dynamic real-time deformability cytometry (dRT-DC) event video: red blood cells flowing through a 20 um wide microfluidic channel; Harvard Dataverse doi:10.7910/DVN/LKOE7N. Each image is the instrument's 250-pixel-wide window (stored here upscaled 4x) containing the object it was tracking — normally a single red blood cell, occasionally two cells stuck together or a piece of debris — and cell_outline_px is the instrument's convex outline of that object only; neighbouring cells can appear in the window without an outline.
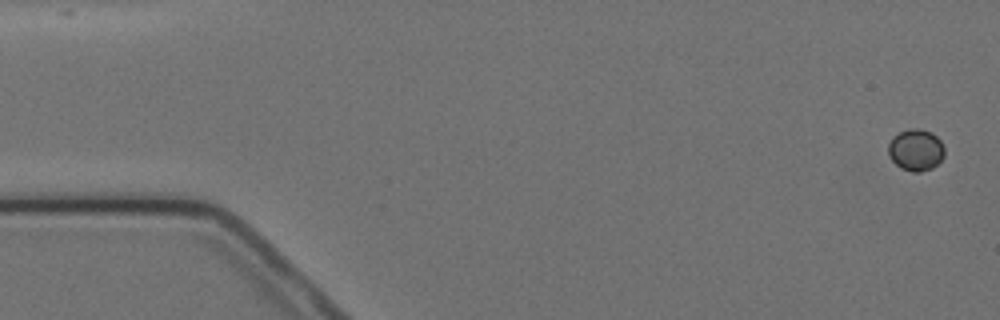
{"species": "Egyptian fruit bat (a non-hibernating species)", "species_latin": "Rousettus aegyptiacus", "temperature_condition": "cold", "stored_images_in_passage": 6, "camera_frame_rate_fps": 3000, "um_per_image_px": 0.085, "animal": {"sex": "female"}, "frame": {"image": 1, "passage_image": 1, "time_ms": 0.0, "image_size_px": [1000, 320], "cell_outline_px": [[944, 156], [932, 168], [920, 172], [912, 172], [900, 168], [888, 156], [888, 144], [892, 136], [908, 128], [920, 128], [932, 132], [940, 140], [944, 148]], "centroid_in_image_um": [77.82, 12.73], "position_along_channel_um": 7.2, "area_um2": 13.81}}
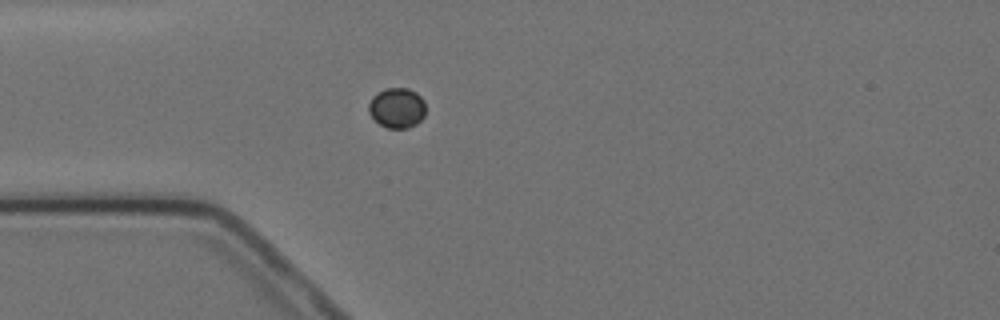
{"frame": {"image": 2, "passage_image": 5, "time_ms": 4.667, "image_size_px": [1000, 320], "cell_outline_px": [[424, 116], [416, 124], [408, 128], [388, 128], [380, 124], [368, 112], [368, 104], [372, 96], [376, 92], [384, 88], [408, 88], [416, 92], [424, 100]], "centroid_in_image_um": [33.72, 9.15], "position_along_channel_um": 51.3, "area_um2": 13.41}}